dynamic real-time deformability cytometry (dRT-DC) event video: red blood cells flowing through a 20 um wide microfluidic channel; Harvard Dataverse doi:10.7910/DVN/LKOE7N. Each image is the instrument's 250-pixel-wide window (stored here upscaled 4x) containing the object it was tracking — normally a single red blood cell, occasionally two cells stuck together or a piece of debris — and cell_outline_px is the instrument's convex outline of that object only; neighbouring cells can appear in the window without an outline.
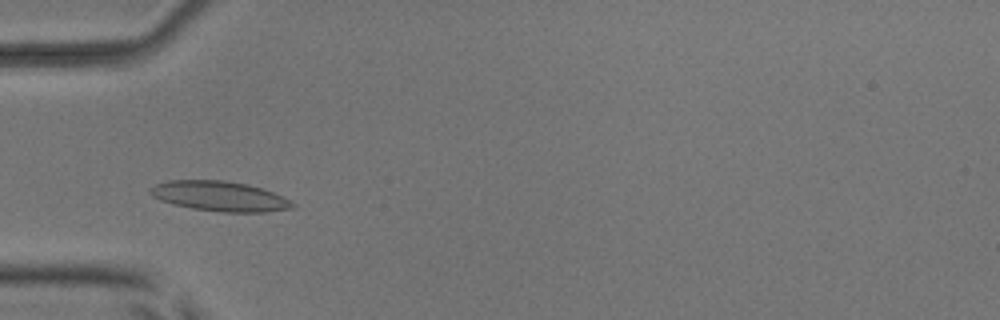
{"species": "common noctule bat (a hibernating species)", "species_latin": "Nyctalus noctula", "temperature_condition": "room temperature", "stored_images_in_passage": 40, "camera_frame_rate_fps": 3000, "um_per_image_px": 0.085, "animal": {"sex": "male", "body_mass_g": 17.9, "forearm_length_mm": 54.2}, "frame": {"image": 1, "passage_image": 11, "time_ms": 3.333, "image_size_px": [1000, 320], "cell_outline_px": [[296, 208], [268, 212], [220, 212], [192, 208], [172, 204], [160, 200], [152, 196], [148, 192], [148, 188], [156, 184], [168, 180], [224, 180], [248, 184], [272, 192], [296, 204]], "centroid_in_image_um": [18.64, 16.68], "position_along_channel_um": 66.4, "area_um2": 24.97}}
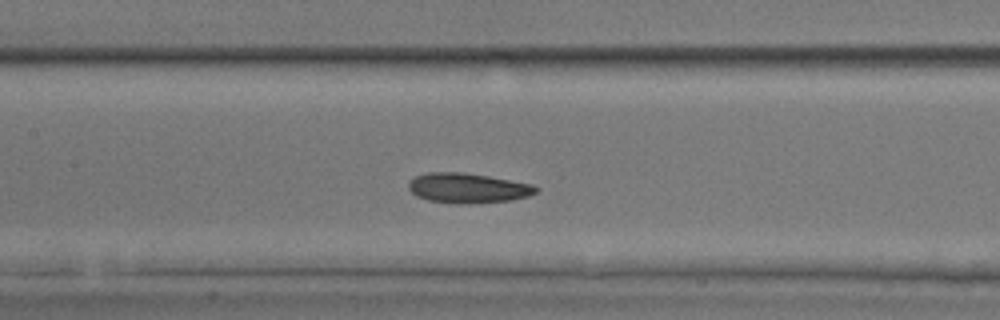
{"frame": {"image": 2, "passage_image": 19, "time_ms": 6.0, "image_size_px": [1000, 320], "cell_outline_px": [[540, 188], [536, 192], [528, 196], [512, 200], [468, 204], [460, 204], [428, 200], [416, 196], [408, 188], [408, 184], [416, 176], [428, 172], [464, 172], [488, 176], [532, 184]], "centroid_in_image_um": [39.77, 15.99], "position_along_channel_um": 167.6, "area_um2": 22.2}}
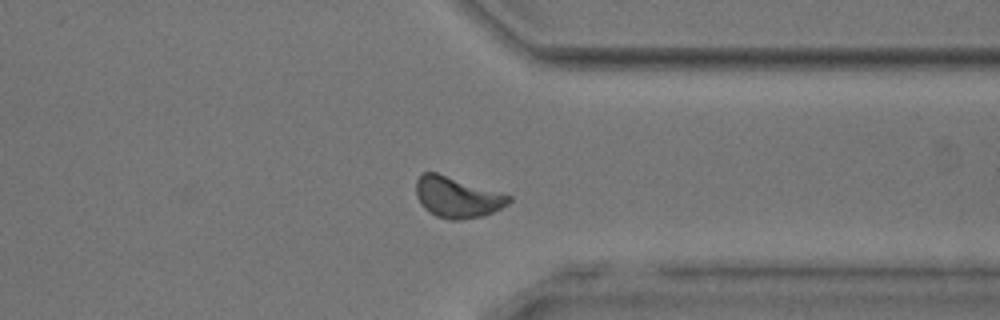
{"frame": {"image": 3, "passage_image": 35, "time_ms": 11.333, "image_size_px": [1000, 320], "cell_outline_px": [[512, 200], [508, 204], [484, 216], [460, 220], [448, 220], [436, 216], [428, 212], [420, 204], [416, 196], [416, 180], [424, 172], [436, 172], [500, 192], [512, 196]], "centroid_in_image_um": [38.84, 16.78], "position_along_channel_um": 372.6, "area_um2": 22.14}, "authors_computed_cell_mechanics": {"area_um2": 22.1374, "velocity_mm_per_s": 3.8642, "shape_relaxation_time_tau1_ms": 3.0845, "shape_relaxation_time_tau2_ms": 3.2073, "deformation_change_tau1": 0.0898, "deformation_change_tau2": 0.0923}}